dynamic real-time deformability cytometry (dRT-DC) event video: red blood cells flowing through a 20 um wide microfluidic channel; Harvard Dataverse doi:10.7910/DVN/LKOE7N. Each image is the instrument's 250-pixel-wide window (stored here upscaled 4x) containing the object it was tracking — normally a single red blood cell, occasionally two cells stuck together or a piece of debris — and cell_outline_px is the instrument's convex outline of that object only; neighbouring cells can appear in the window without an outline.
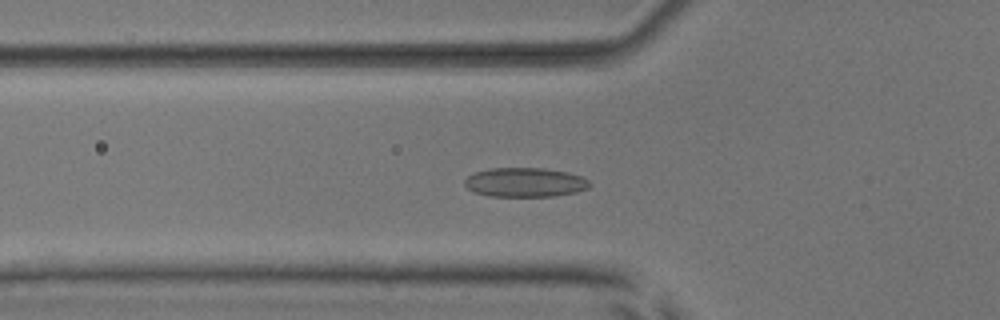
{"species": "common noctule bat (a hibernating species)", "species_latin": "Nyctalus noctula", "temperature_condition": "room temperature", "stored_images_in_passage": 54, "camera_frame_rate_fps": 3000, "um_per_image_px": 0.085, "animal": {"sex": "male", "body_mass_g": 17.9, "forearm_length_mm": 54.2}, "frame": {"image": 1, "passage_image": 19, "time_ms": 6.0, "image_size_px": [1000, 320], "cell_outline_px": [[592, 184], [588, 188], [576, 192], [552, 196], [488, 196], [472, 192], [464, 184], [464, 180], [468, 176], [476, 172], [492, 168], [544, 168], [568, 172], [580, 176], [588, 180]], "centroid_in_image_um": [44.62, 15.5], "position_along_channel_um": 81.2, "area_um2": 21.33}}
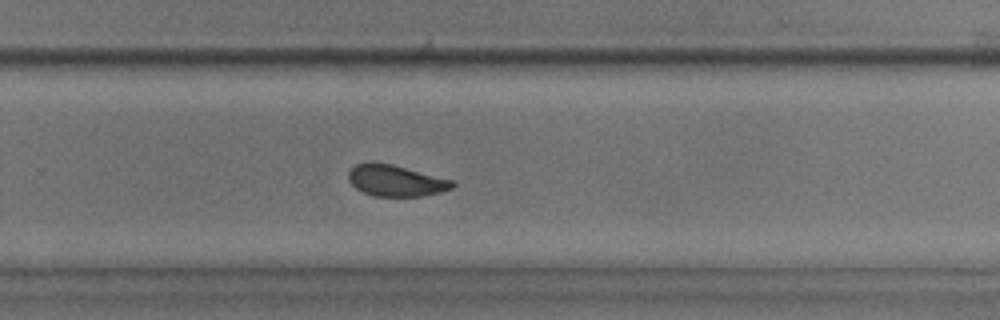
{"frame": {"image": 2, "passage_image": 36, "time_ms": 11.667, "image_size_px": [1000, 320], "cell_outline_px": [[456, 184], [452, 188], [440, 192], [420, 196], [372, 196], [356, 188], [348, 180], [348, 172], [356, 164], [368, 160], [372, 160], [392, 164], [452, 180]], "centroid_in_image_um": [33.59, 15.33], "position_along_channel_um": 296.2, "area_um2": 19.07}}
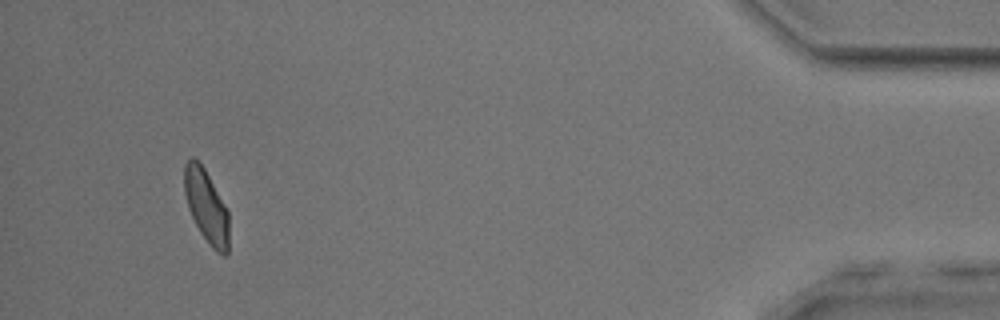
{"frame": {"image": 3, "passage_image": 51, "time_ms": 16.667, "image_size_px": [1000, 320], "cell_outline_px": [[228, 256], [224, 256], [216, 252], [208, 244], [200, 232], [188, 208], [184, 192], [184, 164], [192, 156], [204, 168], [228, 212]], "centroid_in_image_um": [17.53, 17.57], "position_along_channel_um": 417.7, "area_um2": 18.79}, "authors_computed_cell_mechanics": {"area_um2": 19.9121, "velocity_mm_per_s": 3.8026, "shape_relaxation_time_tau1_ms": 4.5799, "shape_relaxation_time_tau2_ms": 1.6612, "deformation_change_tau1": 0.0932, "deformation_change_tau2": 0.0702}}